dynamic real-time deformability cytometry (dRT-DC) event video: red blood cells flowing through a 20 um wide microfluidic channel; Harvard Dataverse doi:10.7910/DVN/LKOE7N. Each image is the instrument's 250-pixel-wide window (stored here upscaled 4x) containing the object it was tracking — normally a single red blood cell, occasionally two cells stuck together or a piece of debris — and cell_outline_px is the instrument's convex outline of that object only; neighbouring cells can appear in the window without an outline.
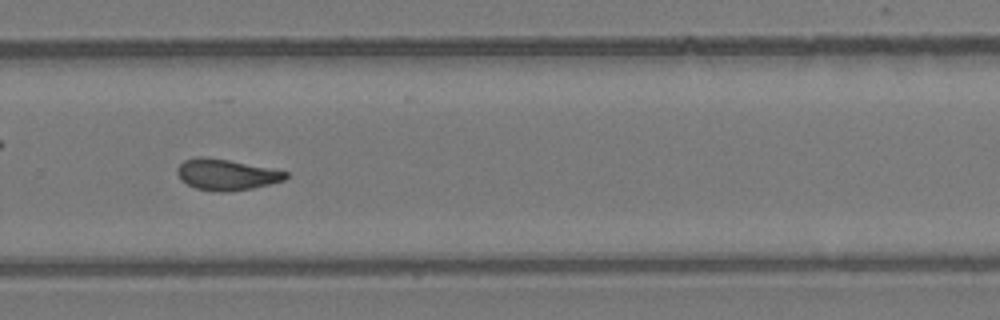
{"species": "common noctule bat (a hibernating species)", "species_latin": "Nyctalus noctula", "temperature_condition": "room temperature", "stored_images_in_passage": 38, "camera_frame_rate_fps": 3000, "um_per_image_px": 0.085, "animal": {"sex": "female", "body_mass_g": 24.6, "forearm_length_mm": 56.2}, "frame": {"image": 1, "passage_image": 22, "time_ms": 7.0, "image_size_px": [1000, 320], "cell_outline_px": [[288, 176], [284, 180], [252, 188], [224, 192], [216, 192], [196, 188], [188, 184], [176, 172], [176, 168], [184, 160], [200, 156], [228, 160], [272, 168], [288, 172]], "centroid_in_image_um": [19.25, 14.83], "position_along_channel_um": 310.6, "area_um2": 19.36}}